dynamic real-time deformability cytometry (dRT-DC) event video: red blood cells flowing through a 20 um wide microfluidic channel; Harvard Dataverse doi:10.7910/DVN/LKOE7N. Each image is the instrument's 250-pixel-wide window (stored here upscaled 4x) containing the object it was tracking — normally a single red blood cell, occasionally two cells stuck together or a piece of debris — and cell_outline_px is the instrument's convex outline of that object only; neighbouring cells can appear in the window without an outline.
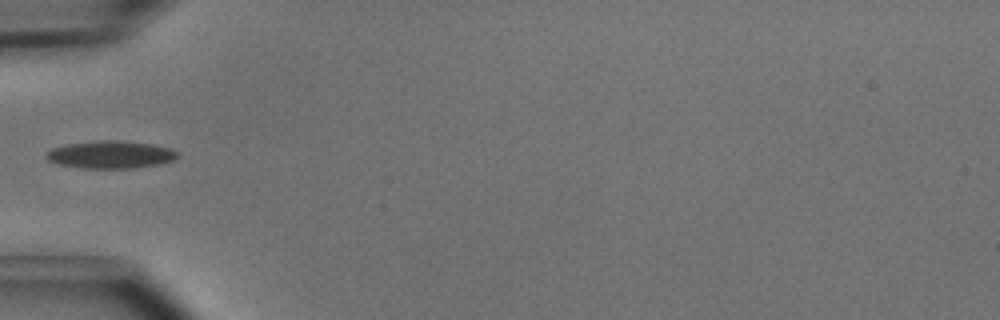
{"species": "common noctule bat (a hibernating species)", "species_latin": "Nyctalus noctula", "temperature_condition": "cold", "stored_images_in_passage": 7, "camera_frame_rate_fps": 3000, "um_per_image_px": 0.085, "animal": {"sex": "male", "body_mass_g": 15.6}, "frame": {"image": 1, "passage_image": 1, "time_ms": 0.0, "image_size_px": [1000, 320], "cell_outline_px": [[176, 156], [172, 160], [160, 164], [132, 168], [80, 168], [56, 164], [48, 160], [44, 156], [52, 148], [68, 144], [100, 140], [120, 140], [152, 144], [168, 148], [176, 152]], "centroid_in_image_um": [9.34, 13.14], "position_along_channel_um": 75.7, "area_um2": 20.92}}
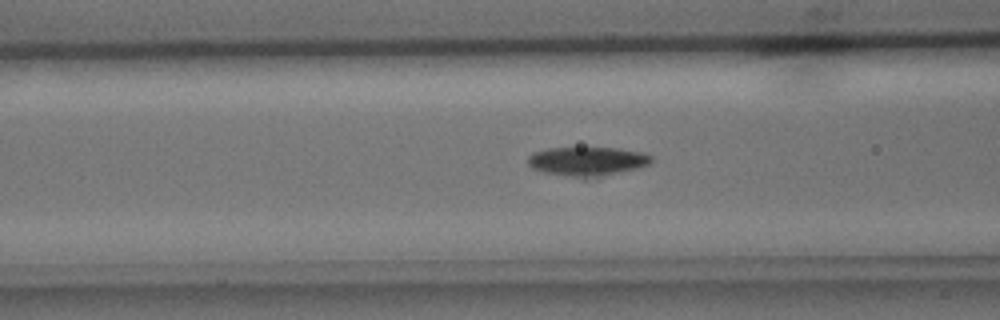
{"frame": {"image": 2, "passage_image": 4, "time_ms": 1.0, "image_size_px": [1000, 320], "cell_outline_px": [[652, 160], [648, 164], [636, 168], [596, 180], [584, 180], [544, 172], [532, 168], [528, 164], [528, 156], [532, 152], [548, 148], [616, 148], [640, 152], [652, 156]], "centroid_in_image_um": [49.89, 13.76], "position_along_channel_um": 116.7, "area_um2": 21.5}}